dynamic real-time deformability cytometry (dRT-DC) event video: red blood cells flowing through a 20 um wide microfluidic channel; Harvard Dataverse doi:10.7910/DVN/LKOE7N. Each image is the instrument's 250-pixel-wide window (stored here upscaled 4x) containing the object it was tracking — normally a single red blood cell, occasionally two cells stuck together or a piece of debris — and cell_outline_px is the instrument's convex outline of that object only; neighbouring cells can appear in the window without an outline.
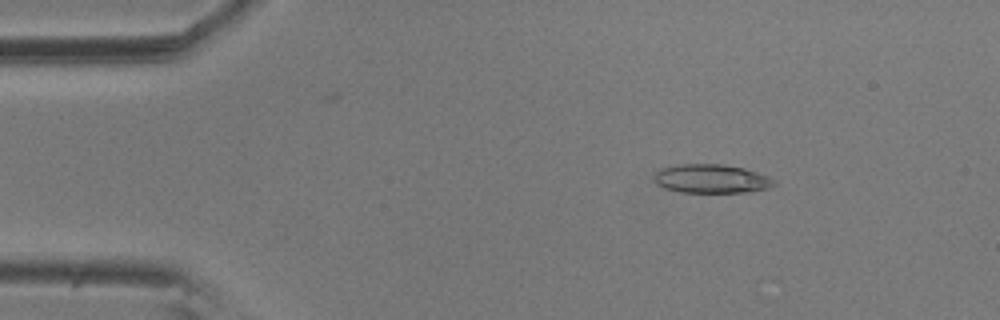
{"species": "common noctule bat (a hibernating species)", "species_latin": "Nyctalus noctula", "temperature_condition": "room temperature", "stored_images_in_passage": 4, "camera_frame_rate_fps": 3000, "um_per_image_px": 0.085, "animal": {"sex": "male", "body_mass_g": 20.5, "forearm_length_mm": 52.5}, "frame": {"image": 1, "passage_image": 2, "time_ms": 0.333, "image_size_px": [1000, 320], "cell_outline_px": [[776, 184], [768, 188], [752, 192], [680, 192], [664, 188], [656, 184], [656, 172], [660, 168], [680, 164], [724, 164], [744, 168], [768, 176], [776, 180]], "centroid_in_image_um": [60.5, 15.19], "position_along_channel_um": 24.5, "area_um2": 20.17}}